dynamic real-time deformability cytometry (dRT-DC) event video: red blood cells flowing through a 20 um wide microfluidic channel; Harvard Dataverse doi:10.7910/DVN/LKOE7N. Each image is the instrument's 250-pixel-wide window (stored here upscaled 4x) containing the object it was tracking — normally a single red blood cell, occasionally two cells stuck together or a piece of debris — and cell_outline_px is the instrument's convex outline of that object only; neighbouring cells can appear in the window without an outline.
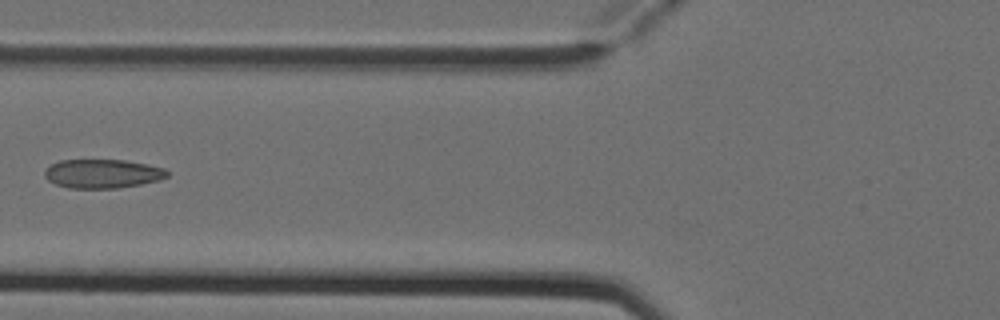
{"species": "Egyptian fruit bat (a non-hibernating species)", "species_latin": "Rousettus aegyptiacus", "temperature_condition": "cold", "stored_images_in_passage": 5, "camera_frame_rate_fps": 3000, "um_per_image_px": 0.085, "animal": {"sex": "female"}, "frame": {"image": 1, "passage_image": 5, "time_ms": 1.333, "image_size_px": [1000, 320], "cell_outline_px": [[168, 176], [160, 180], [140, 184], [116, 188], [68, 188], [56, 184], [48, 180], [44, 176], [44, 172], [52, 164], [60, 160], [124, 160], [148, 164], [164, 168], [168, 172]], "centroid_in_image_um": [8.73, 14.76], "position_along_channel_um": 117.1, "area_um2": 20.58}}